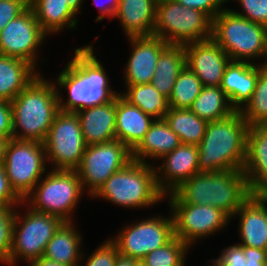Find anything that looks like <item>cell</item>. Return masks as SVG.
I'll list each match as a JSON object with an SVG mask.
<instances>
[{
	"instance_id": "6da1fadb",
	"label": "cell",
	"mask_w": 267,
	"mask_h": 266,
	"mask_svg": "<svg viewBox=\"0 0 267 266\" xmlns=\"http://www.w3.org/2000/svg\"><path fill=\"white\" fill-rule=\"evenodd\" d=\"M93 47L86 44L76 48L74 57L58 74L56 82L54 81L57 91L65 88L68 93L67 100H64L60 95L61 91L58 92L61 111L76 113L111 102L119 95L118 91L111 88L106 69L94 54Z\"/></svg>"
},
{
	"instance_id": "7a4b0ae2",
	"label": "cell",
	"mask_w": 267,
	"mask_h": 266,
	"mask_svg": "<svg viewBox=\"0 0 267 266\" xmlns=\"http://www.w3.org/2000/svg\"><path fill=\"white\" fill-rule=\"evenodd\" d=\"M252 195L243 170L199 172L165 195L169 204L214 206L230 218Z\"/></svg>"
},
{
	"instance_id": "3957f363",
	"label": "cell",
	"mask_w": 267,
	"mask_h": 266,
	"mask_svg": "<svg viewBox=\"0 0 267 266\" xmlns=\"http://www.w3.org/2000/svg\"><path fill=\"white\" fill-rule=\"evenodd\" d=\"M12 138L44 143L60 111L55 83L35 77L12 101Z\"/></svg>"
},
{
	"instance_id": "277c9868",
	"label": "cell",
	"mask_w": 267,
	"mask_h": 266,
	"mask_svg": "<svg viewBox=\"0 0 267 266\" xmlns=\"http://www.w3.org/2000/svg\"><path fill=\"white\" fill-rule=\"evenodd\" d=\"M249 124L240 111L227 118L208 122L198 144L199 172L243 170L247 154Z\"/></svg>"
},
{
	"instance_id": "5b68a950",
	"label": "cell",
	"mask_w": 267,
	"mask_h": 266,
	"mask_svg": "<svg viewBox=\"0 0 267 266\" xmlns=\"http://www.w3.org/2000/svg\"><path fill=\"white\" fill-rule=\"evenodd\" d=\"M154 165L130 161L113 173L92 197L128 209L154 206L165 199L157 186Z\"/></svg>"
},
{
	"instance_id": "8992f818",
	"label": "cell",
	"mask_w": 267,
	"mask_h": 266,
	"mask_svg": "<svg viewBox=\"0 0 267 266\" xmlns=\"http://www.w3.org/2000/svg\"><path fill=\"white\" fill-rule=\"evenodd\" d=\"M212 39L231 61L251 63L250 60L267 57V27L232 9L225 8L212 19Z\"/></svg>"
},
{
	"instance_id": "52a82bcc",
	"label": "cell",
	"mask_w": 267,
	"mask_h": 266,
	"mask_svg": "<svg viewBox=\"0 0 267 266\" xmlns=\"http://www.w3.org/2000/svg\"><path fill=\"white\" fill-rule=\"evenodd\" d=\"M23 199L32 210L73 222L84 189L76 170H50Z\"/></svg>"
},
{
	"instance_id": "ba28073f",
	"label": "cell",
	"mask_w": 267,
	"mask_h": 266,
	"mask_svg": "<svg viewBox=\"0 0 267 266\" xmlns=\"http://www.w3.org/2000/svg\"><path fill=\"white\" fill-rule=\"evenodd\" d=\"M153 36L174 45L206 41L212 38V20L176 0H157Z\"/></svg>"
},
{
	"instance_id": "9c48e42d",
	"label": "cell",
	"mask_w": 267,
	"mask_h": 266,
	"mask_svg": "<svg viewBox=\"0 0 267 266\" xmlns=\"http://www.w3.org/2000/svg\"><path fill=\"white\" fill-rule=\"evenodd\" d=\"M27 207L26 212L21 215L15 211L13 221L12 247L5 265L15 266L19 258L30 264L41 258L46 250L47 243L64 223L54 215L40 213Z\"/></svg>"
},
{
	"instance_id": "30bf717a",
	"label": "cell",
	"mask_w": 267,
	"mask_h": 266,
	"mask_svg": "<svg viewBox=\"0 0 267 266\" xmlns=\"http://www.w3.org/2000/svg\"><path fill=\"white\" fill-rule=\"evenodd\" d=\"M46 163L44 143L9 139L2 164L11 187L22 199L44 177Z\"/></svg>"
},
{
	"instance_id": "8fae6325",
	"label": "cell",
	"mask_w": 267,
	"mask_h": 266,
	"mask_svg": "<svg viewBox=\"0 0 267 266\" xmlns=\"http://www.w3.org/2000/svg\"><path fill=\"white\" fill-rule=\"evenodd\" d=\"M44 146L46 161L53 165L52 170H76L86 149L77 114L60 110L49 129Z\"/></svg>"
},
{
	"instance_id": "7c38bea8",
	"label": "cell",
	"mask_w": 267,
	"mask_h": 266,
	"mask_svg": "<svg viewBox=\"0 0 267 266\" xmlns=\"http://www.w3.org/2000/svg\"><path fill=\"white\" fill-rule=\"evenodd\" d=\"M121 227L111 238L121 256L142 260L148 253L167 244L174 237V221L167 216H151ZM134 223V224H133Z\"/></svg>"
},
{
	"instance_id": "4fadbf2b",
	"label": "cell",
	"mask_w": 267,
	"mask_h": 266,
	"mask_svg": "<svg viewBox=\"0 0 267 266\" xmlns=\"http://www.w3.org/2000/svg\"><path fill=\"white\" fill-rule=\"evenodd\" d=\"M130 161L132 151L115 139L86 146L76 171L83 189H87L89 197H92L113 173L124 168Z\"/></svg>"
},
{
	"instance_id": "5bb4252c",
	"label": "cell",
	"mask_w": 267,
	"mask_h": 266,
	"mask_svg": "<svg viewBox=\"0 0 267 266\" xmlns=\"http://www.w3.org/2000/svg\"><path fill=\"white\" fill-rule=\"evenodd\" d=\"M174 221V236L189 247L226 227L231 218L210 205L169 204Z\"/></svg>"
},
{
	"instance_id": "9a60e30c",
	"label": "cell",
	"mask_w": 267,
	"mask_h": 266,
	"mask_svg": "<svg viewBox=\"0 0 267 266\" xmlns=\"http://www.w3.org/2000/svg\"><path fill=\"white\" fill-rule=\"evenodd\" d=\"M46 37L33 10L28 7L0 31V54L23 60L36 68L38 50Z\"/></svg>"
},
{
	"instance_id": "2e32d148",
	"label": "cell",
	"mask_w": 267,
	"mask_h": 266,
	"mask_svg": "<svg viewBox=\"0 0 267 266\" xmlns=\"http://www.w3.org/2000/svg\"><path fill=\"white\" fill-rule=\"evenodd\" d=\"M186 66L196 74L203 86H220L231 59L211 38L183 45Z\"/></svg>"
},
{
	"instance_id": "e0dca14e",
	"label": "cell",
	"mask_w": 267,
	"mask_h": 266,
	"mask_svg": "<svg viewBox=\"0 0 267 266\" xmlns=\"http://www.w3.org/2000/svg\"><path fill=\"white\" fill-rule=\"evenodd\" d=\"M199 148L195 144H180L161 158L163 165L154 166L156 182L164 194L174 191L181 183L199 173Z\"/></svg>"
},
{
	"instance_id": "ac0fdd59",
	"label": "cell",
	"mask_w": 267,
	"mask_h": 266,
	"mask_svg": "<svg viewBox=\"0 0 267 266\" xmlns=\"http://www.w3.org/2000/svg\"><path fill=\"white\" fill-rule=\"evenodd\" d=\"M128 42L133 49L124 69L125 87L151 83L160 53L169 44L156 36L128 37Z\"/></svg>"
},
{
	"instance_id": "d6986e66",
	"label": "cell",
	"mask_w": 267,
	"mask_h": 266,
	"mask_svg": "<svg viewBox=\"0 0 267 266\" xmlns=\"http://www.w3.org/2000/svg\"><path fill=\"white\" fill-rule=\"evenodd\" d=\"M239 218L238 244L267 250V197L252 194L231 217Z\"/></svg>"
},
{
	"instance_id": "ffe728a7",
	"label": "cell",
	"mask_w": 267,
	"mask_h": 266,
	"mask_svg": "<svg viewBox=\"0 0 267 266\" xmlns=\"http://www.w3.org/2000/svg\"><path fill=\"white\" fill-rule=\"evenodd\" d=\"M262 71L261 65L256 62L230 61L227 65L220 87L236 111H240L251 99Z\"/></svg>"
},
{
	"instance_id": "44dd1931",
	"label": "cell",
	"mask_w": 267,
	"mask_h": 266,
	"mask_svg": "<svg viewBox=\"0 0 267 266\" xmlns=\"http://www.w3.org/2000/svg\"><path fill=\"white\" fill-rule=\"evenodd\" d=\"M84 0H29L42 31L49 36L57 34L63 28L77 27V15Z\"/></svg>"
},
{
	"instance_id": "7402d4cb",
	"label": "cell",
	"mask_w": 267,
	"mask_h": 266,
	"mask_svg": "<svg viewBox=\"0 0 267 266\" xmlns=\"http://www.w3.org/2000/svg\"><path fill=\"white\" fill-rule=\"evenodd\" d=\"M243 172L252 194L267 188V124L249 126Z\"/></svg>"
},
{
	"instance_id": "603a6c76",
	"label": "cell",
	"mask_w": 267,
	"mask_h": 266,
	"mask_svg": "<svg viewBox=\"0 0 267 266\" xmlns=\"http://www.w3.org/2000/svg\"><path fill=\"white\" fill-rule=\"evenodd\" d=\"M86 146L116 139V98L106 104L76 112Z\"/></svg>"
},
{
	"instance_id": "cb8c5ba5",
	"label": "cell",
	"mask_w": 267,
	"mask_h": 266,
	"mask_svg": "<svg viewBox=\"0 0 267 266\" xmlns=\"http://www.w3.org/2000/svg\"><path fill=\"white\" fill-rule=\"evenodd\" d=\"M154 121V118L130 104L120 94L116 97V139L131 151L144 138Z\"/></svg>"
},
{
	"instance_id": "d4e9b609",
	"label": "cell",
	"mask_w": 267,
	"mask_h": 266,
	"mask_svg": "<svg viewBox=\"0 0 267 266\" xmlns=\"http://www.w3.org/2000/svg\"><path fill=\"white\" fill-rule=\"evenodd\" d=\"M157 0H119L113 18L119 19L125 36H153Z\"/></svg>"
},
{
	"instance_id": "484cf974",
	"label": "cell",
	"mask_w": 267,
	"mask_h": 266,
	"mask_svg": "<svg viewBox=\"0 0 267 266\" xmlns=\"http://www.w3.org/2000/svg\"><path fill=\"white\" fill-rule=\"evenodd\" d=\"M180 144L179 136L170 129L164 119L155 120L144 138L132 150V160L150 164L148 158L157 161Z\"/></svg>"
},
{
	"instance_id": "4316f807",
	"label": "cell",
	"mask_w": 267,
	"mask_h": 266,
	"mask_svg": "<svg viewBox=\"0 0 267 266\" xmlns=\"http://www.w3.org/2000/svg\"><path fill=\"white\" fill-rule=\"evenodd\" d=\"M75 227L73 222H64L47 243L43 257L68 266H83V238Z\"/></svg>"
},
{
	"instance_id": "83f0119b",
	"label": "cell",
	"mask_w": 267,
	"mask_h": 266,
	"mask_svg": "<svg viewBox=\"0 0 267 266\" xmlns=\"http://www.w3.org/2000/svg\"><path fill=\"white\" fill-rule=\"evenodd\" d=\"M23 60L0 54V100L12 101L40 73Z\"/></svg>"
},
{
	"instance_id": "f1b7e54d",
	"label": "cell",
	"mask_w": 267,
	"mask_h": 266,
	"mask_svg": "<svg viewBox=\"0 0 267 266\" xmlns=\"http://www.w3.org/2000/svg\"><path fill=\"white\" fill-rule=\"evenodd\" d=\"M186 67L183 45L169 44L158 58L151 84L169 99L178 75Z\"/></svg>"
},
{
	"instance_id": "f546056e",
	"label": "cell",
	"mask_w": 267,
	"mask_h": 266,
	"mask_svg": "<svg viewBox=\"0 0 267 266\" xmlns=\"http://www.w3.org/2000/svg\"><path fill=\"white\" fill-rule=\"evenodd\" d=\"M189 109L207 122L227 118L236 111L220 86H203Z\"/></svg>"
},
{
	"instance_id": "4dcf8cb0",
	"label": "cell",
	"mask_w": 267,
	"mask_h": 266,
	"mask_svg": "<svg viewBox=\"0 0 267 266\" xmlns=\"http://www.w3.org/2000/svg\"><path fill=\"white\" fill-rule=\"evenodd\" d=\"M119 94L130 104L139 107L155 120L164 119L170 109L168 98L162 95L151 83L125 87Z\"/></svg>"
},
{
	"instance_id": "1f68e13d",
	"label": "cell",
	"mask_w": 267,
	"mask_h": 266,
	"mask_svg": "<svg viewBox=\"0 0 267 266\" xmlns=\"http://www.w3.org/2000/svg\"><path fill=\"white\" fill-rule=\"evenodd\" d=\"M170 129L180 138L182 144L198 145L206 132L208 122L199 118L190 109L170 108L164 116Z\"/></svg>"
},
{
	"instance_id": "d6a6232c",
	"label": "cell",
	"mask_w": 267,
	"mask_h": 266,
	"mask_svg": "<svg viewBox=\"0 0 267 266\" xmlns=\"http://www.w3.org/2000/svg\"><path fill=\"white\" fill-rule=\"evenodd\" d=\"M202 82L187 66L176 79L168 99L169 107L189 109L202 90Z\"/></svg>"
},
{
	"instance_id": "836d02e7",
	"label": "cell",
	"mask_w": 267,
	"mask_h": 266,
	"mask_svg": "<svg viewBox=\"0 0 267 266\" xmlns=\"http://www.w3.org/2000/svg\"><path fill=\"white\" fill-rule=\"evenodd\" d=\"M189 246L174 236L167 244L148 253L142 261L147 266H186Z\"/></svg>"
},
{
	"instance_id": "e575fe53",
	"label": "cell",
	"mask_w": 267,
	"mask_h": 266,
	"mask_svg": "<svg viewBox=\"0 0 267 266\" xmlns=\"http://www.w3.org/2000/svg\"><path fill=\"white\" fill-rule=\"evenodd\" d=\"M249 126L267 124V74L262 71L251 99L240 110Z\"/></svg>"
},
{
	"instance_id": "d590c367",
	"label": "cell",
	"mask_w": 267,
	"mask_h": 266,
	"mask_svg": "<svg viewBox=\"0 0 267 266\" xmlns=\"http://www.w3.org/2000/svg\"><path fill=\"white\" fill-rule=\"evenodd\" d=\"M16 208L0 205V262L8 260L12 247L13 221Z\"/></svg>"
},
{
	"instance_id": "8d00e7d4",
	"label": "cell",
	"mask_w": 267,
	"mask_h": 266,
	"mask_svg": "<svg viewBox=\"0 0 267 266\" xmlns=\"http://www.w3.org/2000/svg\"><path fill=\"white\" fill-rule=\"evenodd\" d=\"M118 255L116 243L109 238L102 242L83 263L84 266H114Z\"/></svg>"
},
{
	"instance_id": "74e56055",
	"label": "cell",
	"mask_w": 267,
	"mask_h": 266,
	"mask_svg": "<svg viewBox=\"0 0 267 266\" xmlns=\"http://www.w3.org/2000/svg\"><path fill=\"white\" fill-rule=\"evenodd\" d=\"M235 0H228V2ZM241 5L242 12L232 10L236 14L252 22L267 27V0H237Z\"/></svg>"
},
{
	"instance_id": "f35d334b",
	"label": "cell",
	"mask_w": 267,
	"mask_h": 266,
	"mask_svg": "<svg viewBox=\"0 0 267 266\" xmlns=\"http://www.w3.org/2000/svg\"><path fill=\"white\" fill-rule=\"evenodd\" d=\"M29 7V0H0V31Z\"/></svg>"
},
{
	"instance_id": "ab89813d",
	"label": "cell",
	"mask_w": 267,
	"mask_h": 266,
	"mask_svg": "<svg viewBox=\"0 0 267 266\" xmlns=\"http://www.w3.org/2000/svg\"><path fill=\"white\" fill-rule=\"evenodd\" d=\"M210 261L216 266H245L246 258L243 246L240 244H234L226 247L221 251L218 258H213Z\"/></svg>"
},
{
	"instance_id": "60d3db41",
	"label": "cell",
	"mask_w": 267,
	"mask_h": 266,
	"mask_svg": "<svg viewBox=\"0 0 267 266\" xmlns=\"http://www.w3.org/2000/svg\"><path fill=\"white\" fill-rule=\"evenodd\" d=\"M22 204L23 199L11 187L3 164H0V205L18 208Z\"/></svg>"
},
{
	"instance_id": "b9f144b4",
	"label": "cell",
	"mask_w": 267,
	"mask_h": 266,
	"mask_svg": "<svg viewBox=\"0 0 267 266\" xmlns=\"http://www.w3.org/2000/svg\"><path fill=\"white\" fill-rule=\"evenodd\" d=\"M185 7L204 12L211 20L224 9L228 0H176Z\"/></svg>"
},
{
	"instance_id": "7bdbcfd3",
	"label": "cell",
	"mask_w": 267,
	"mask_h": 266,
	"mask_svg": "<svg viewBox=\"0 0 267 266\" xmlns=\"http://www.w3.org/2000/svg\"><path fill=\"white\" fill-rule=\"evenodd\" d=\"M12 133L11 102L0 100V137L12 139Z\"/></svg>"
},
{
	"instance_id": "ee69618b",
	"label": "cell",
	"mask_w": 267,
	"mask_h": 266,
	"mask_svg": "<svg viewBox=\"0 0 267 266\" xmlns=\"http://www.w3.org/2000/svg\"><path fill=\"white\" fill-rule=\"evenodd\" d=\"M246 258L245 266H264L267 261V250L243 246Z\"/></svg>"
},
{
	"instance_id": "f6af8a7d",
	"label": "cell",
	"mask_w": 267,
	"mask_h": 266,
	"mask_svg": "<svg viewBox=\"0 0 267 266\" xmlns=\"http://www.w3.org/2000/svg\"><path fill=\"white\" fill-rule=\"evenodd\" d=\"M95 5L98 7L99 16L96 17V21H101L105 19V16L108 18H113L119 4V0H94Z\"/></svg>"
},
{
	"instance_id": "bcb514c9",
	"label": "cell",
	"mask_w": 267,
	"mask_h": 266,
	"mask_svg": "<svg viewBox=\"0 0 267 266\" xmlns=\"http://www.w3.org/2000/svg\"><path fill=\"white\" fill-rule=\"evenodd\" d=\"M29 266H68V265L49 260L42 256L41 258L32 261L29 264Z\"/></svg>"
},
{
	"instance_id": "7dc6e473",
	"label": "cell",
	"mask_w": 267,
	"mask_h": 266,
	"mask_svg": "<svg viewBox=\"0 0 267 266\" xmlns=\"http://www.w3.org/2000/svg\"><path fill=\"white\" fill-rule=\"evenodd\" d=\"M139 260L128 258L125 256H121L120 254L117 256L116 263L114 266H136V263Z\"/></svg>"
},
{
	"instance_id": "c3c4849f",
	"label": "cell",
	"mask_w": 267,
	"mask_h": 266,
	"mask_svg": "<svg viewBox=\"0 0 267 266\" xmlns=\"http://www.w3.org/2000/svg\"><path fill=\"white\" fill-rule=\"evenodd\" d=\"M9 139L0 137V164L3 163L4 155H5V149L6 145L8 143Z\"/></svg>"
},
{
	"instance_id": "681fc988",
	"label": "cell",
	"mask_w": 267,
	"mask_h": 266,
	"mask_svg": "<svg viewBox=\"0 0 267 266\" xmlns=\"http://www.w3.org/2000/svg\"><path fill=\"white\" fill-rule=\"evenodd\" d=\"M264 60H265L264 62L263 61H260L258 63L261 65L262 70L267 74V57Z\"/></svg>"
},
{
	"instance_id": "f907efd6",
	"label": "cell",
	"mask_w": 267,
	"mask_h": 266,
	"mask_svg": "<svg viewBox=\"0 0 267 266\" xmlns=\"http://www.w3.org/2000/svg\"><path fill=\"white\" fill-rule=\"evenodd\" d=\"M136 266H147L142 260H139L137 263H136Z\"/></svg>"
},
{
	"instance_id": "816d5d0a",
	"label": "cell",
	"mask_w": 267,
	"mask_h": 266,
	"mask_svg": "<svg viewBox=\"0 0 267 266\" xmlns=\"http://www.w3.org/2000/svg\"><path fill=\"white\" fill-rule=\"evenodd\" d=\"M261 195L267 197V188L261 193Z\"/></svg>"
}]
</instances>
